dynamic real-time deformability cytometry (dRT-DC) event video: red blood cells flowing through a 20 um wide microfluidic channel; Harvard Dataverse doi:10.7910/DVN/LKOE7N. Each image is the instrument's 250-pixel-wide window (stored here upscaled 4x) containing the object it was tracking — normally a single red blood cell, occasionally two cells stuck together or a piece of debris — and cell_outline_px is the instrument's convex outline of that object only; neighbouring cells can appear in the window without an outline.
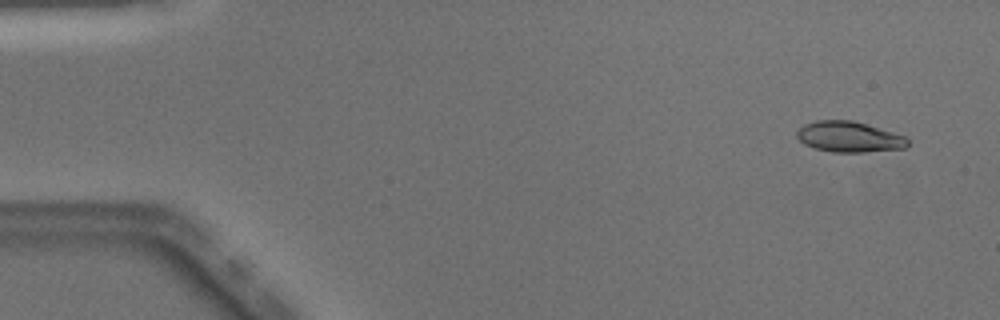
{"species": "Egyptian fruit bat (a non-hibernating species)", "species_latin": "Rousettus aegyptiacus", "temperature_condition": "warm", "stored_images_in_passage": 49, "camera_frame_rate_fps": 3000, "um_per_image_px": 0.085, "animal": {"sex": "male"}, "frame": {"image": 1, "passage_image": 3, "time_ms": 0.667, "image_size_px": [1000, 320], "cell_outline_px": [[908, 148], [864, 152], [832, 152], [816, 148], [804, 144], [796, 136], [796, 132], [804, 124], [816, 120], [852, 120], [892, 132], [904, 136], [908, 140]], "centroid_in_image_um": [72.16, 11.63], "position_along_channel_um": 12.8, "area_um2": 19.71}}
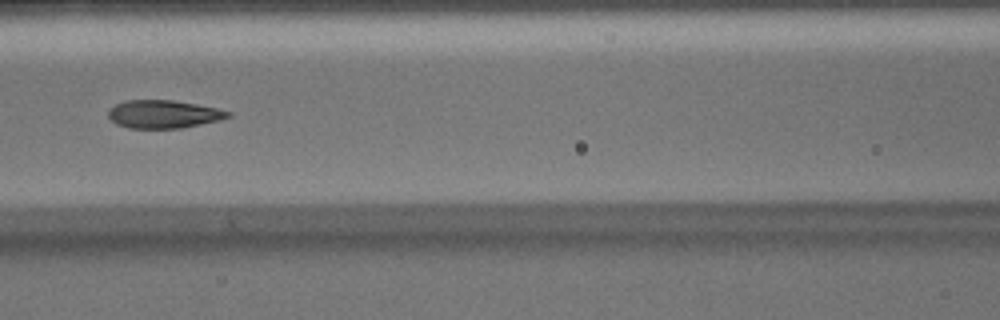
{"frame": {"image": 2, "passage_image": 22, "time_ms": 7.0, "image_size_px": [1000, 320], "cell_outline_px": [[232, 116], [220, 120], [180, 128], [128, 128], [116, 124], [108, 116], [108, 112], [116, 104], [124, 100], [172, 100], [196, 104], [216, 108], [232, 112]], "centroid_in_image_um": [13.91, 9.7], "position_along_channel_um": 152.7, "area_um2": 19.48}}
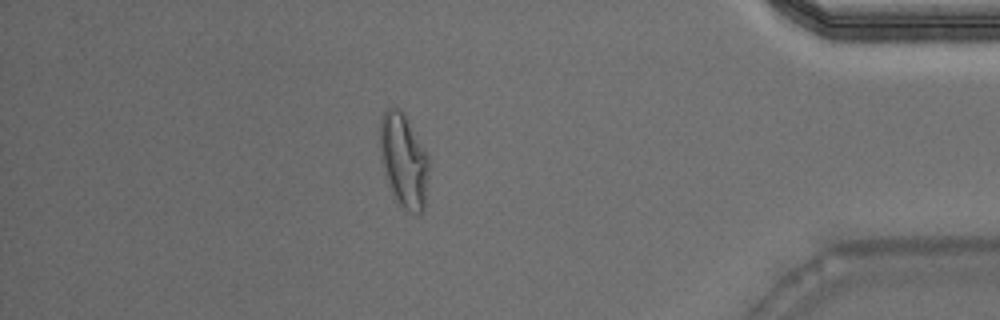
{"frame": {"image": 3, "passage_image": 43, "time_ms": 14.0, "image_size_px": [1000, 320], "cell_outline_px": [[428, 176], [424, 212], [408, 212], [396, 200], [388, 184], [380, 160], [380, 120], [384, 112], [388, 108], [400, 108], [404, 112], [428, 156]], "centroid_in_image_um": [34.3, 13.64], "position_along_channel_um": 400.9, "area_um2": 26.7}, "authors_computed_cell_mechanics": {"area_um2": 20.2878, "velocity_mm_per_s": 4.0768, "shape_relaxation_time_tau1_ms": 6.4135, "shape_relaxation_time_tau2_ms": 0.9609, "deformation_change_tau1": 0.256, "deformation_change_tau2": 0.0866}}